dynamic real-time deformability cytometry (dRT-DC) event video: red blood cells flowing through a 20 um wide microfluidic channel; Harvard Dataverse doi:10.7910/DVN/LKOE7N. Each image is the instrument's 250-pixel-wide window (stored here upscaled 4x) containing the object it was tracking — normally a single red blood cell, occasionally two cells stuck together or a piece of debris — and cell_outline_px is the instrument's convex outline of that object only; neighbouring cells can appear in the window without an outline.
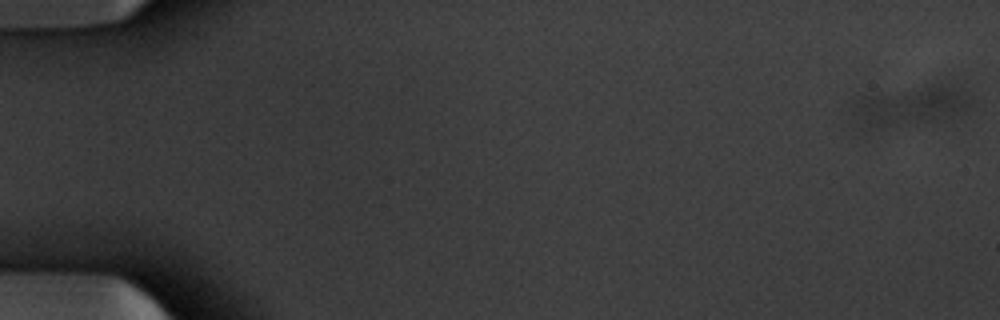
{"species": "common noctule bat (a hibernating species)", "species_latin": "Nyctalus noctula", "temperature_condition": "warm", "stored_images_in_passage": 43, "camera_frame_rate_fps": 3000, "um_per_image_px": 0.085, "animal": {"sex": "male", "body_mass_g": 20.1, "forearm_length_mm": 53.5}, "frame": {"image": 1, "passage_image": 1, "time_ms": 0.0, "image_size_px": [1000, 320], "cell_outline_px": [[972, 104], [968, 112], [944, 120], [860, 132], [848, 100], [852, 96], [872, 92], [928, 84], [948, 84], [960, 88], [968, 92], [972, 96]], "centroid_in_image_um": [77.26, 9.02], "position_along_channel_um": 7.7, "area_um2": 30.23}}
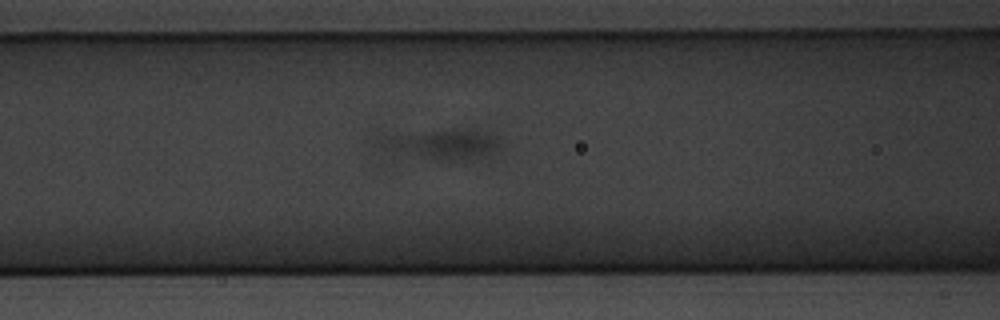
{"frame": {"image": 2, "passage_image": 23, "time_ms": 7.333, "image_size_px": [1000, 320], "cell_outline_px": [[496, 148], [484, 156], [464, 160], [452, 160], [392, 152], [380, 148], [372, 144], [368, 140], [368, 132], [480, 132], [492, 136], [496, 140]], "centroid_in_image_um": [37.04, 12.24], "position_along_channel_um": 129.6, "area_um2": 20.63}}